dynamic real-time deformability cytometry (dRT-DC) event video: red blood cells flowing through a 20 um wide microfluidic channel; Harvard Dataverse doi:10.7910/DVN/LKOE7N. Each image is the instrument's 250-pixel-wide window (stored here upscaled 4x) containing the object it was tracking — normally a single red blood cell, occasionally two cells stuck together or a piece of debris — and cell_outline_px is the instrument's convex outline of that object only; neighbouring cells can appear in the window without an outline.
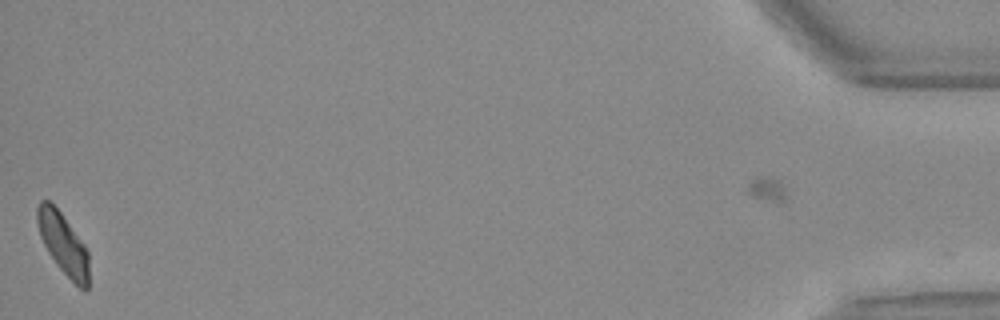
{"species": "Egyptian fruit bat (a non-hibernating species)", "species_latin": "Rousettus aegyptiacus", "temperature_condition": "warm", "stored_images_in_passage": 48, "camera_frame_rate_fps": 3000, "um_per_image_px": 0.085, "animal": {"sex": "female"}, "frame": {"image": 1, "passage_image": 47, "time_ms": 15.333, "image_size_px": [1000, 320], "cell_outline_px": [[88, 288], [84, 292], [60, 268], [48, 252], [40, 236], [36, 220], [36, 208], [40, 200], [48, 200], [60, 212], [84, 244], [88, 252]], "centroid_in_image_um": [5.35, 20.7], "position_along_channel_um": 429.8, "area_um2": 18.15}, "authors_computed_cell_mechanics": {"area_um2": 19.2474, "velocity_mm_per_s": 3.7571, "shape_relaxation_time_tau1_ms": 9.5886, "shape_relaxation_time_tau2_ms": 2.5283, "deformation_change_tau1": 0.2109, "deformation_change_tau2": 0.0753}}